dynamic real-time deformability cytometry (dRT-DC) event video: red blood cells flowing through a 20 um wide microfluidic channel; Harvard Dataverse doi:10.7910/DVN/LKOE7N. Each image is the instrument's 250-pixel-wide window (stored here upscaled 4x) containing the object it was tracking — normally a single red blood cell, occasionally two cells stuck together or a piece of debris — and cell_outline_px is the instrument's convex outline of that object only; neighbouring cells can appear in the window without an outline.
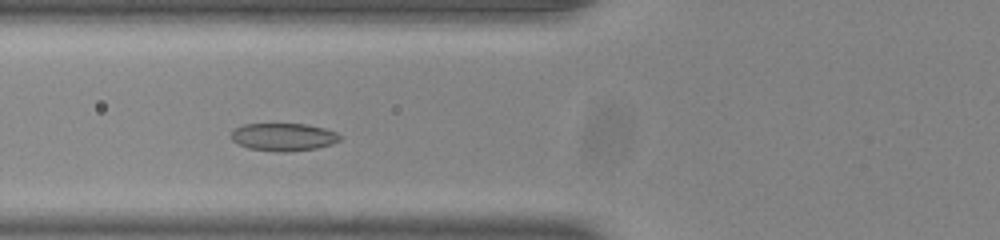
{"species": "common noctule bat (a hibernating species)", "species_latin": "Nyctalus noctula", "temperature_condition": "room temperature", "stored_images_in_passage": 37, "camera_frame_rate_fps": 3000, "um_per_image_px": 0.085, "animal": {"sex": "male", "body_mass_g": 20.0, "forearm_length_mm": 53.3}, "frame": {"image": 1, "passage_image": 4, "time_ms": 1.0, "image_size_px": [1000, 240], "cell_outline_px": [[340, 140], [332, 144], [316, 148], [288, 152], [280, 152], [248, 148], [232, 140], [232, 132], [236, 128], [244, 124], [304, 124], [324, 128], [336, 132], [340, 136]], "centroid_in_image_um": [24.11, 11.65], "position_along_channel_um": 101.7, "area_um2": 17.4}}
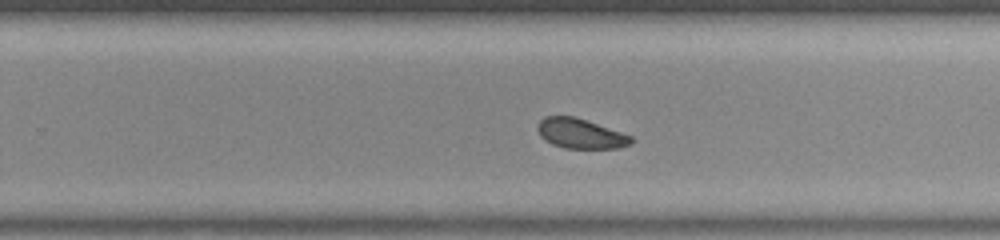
{"frame": {"image": 2, "passage_image": 18, "time_ms": 5.667, "image_size_px": [1000, 240], "cell_outline_px": [[632, 144], [616, 148], [564, 148], [552, 144], [540, 136], [536, 128], [536, 124], [544, 116], [572, 116], [632, 136]], "centroid_in_image_um": [49.28, 11.36], "position_along_channel_um": 280.5, "area_um2": 16.07}}
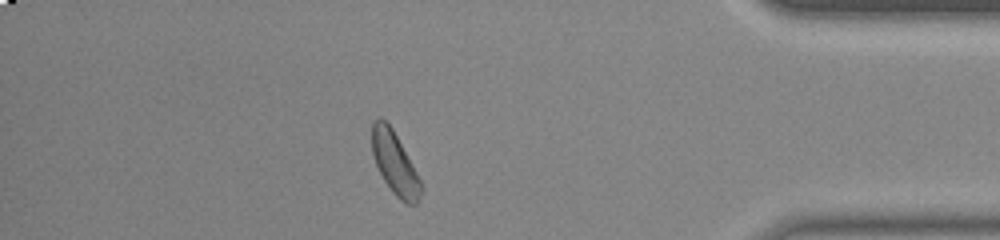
{"frame": {"image": 3, "passage_image": 30, "time_ms": 9.667, "image_size_px": [1000, 240], "cell_outline_px": [[424, 188], [420, 200], [416, 204], [408, 204], [400, 200], [392, 192], [384, 180], [376, 164], [372, 152], [372, 120], [380, 116], [392, 128], [416, 172]], "centroid_in_image_um": [33.56, 13.9], "position_along_channel_um": 401.6, "area_um2": 17.69}}